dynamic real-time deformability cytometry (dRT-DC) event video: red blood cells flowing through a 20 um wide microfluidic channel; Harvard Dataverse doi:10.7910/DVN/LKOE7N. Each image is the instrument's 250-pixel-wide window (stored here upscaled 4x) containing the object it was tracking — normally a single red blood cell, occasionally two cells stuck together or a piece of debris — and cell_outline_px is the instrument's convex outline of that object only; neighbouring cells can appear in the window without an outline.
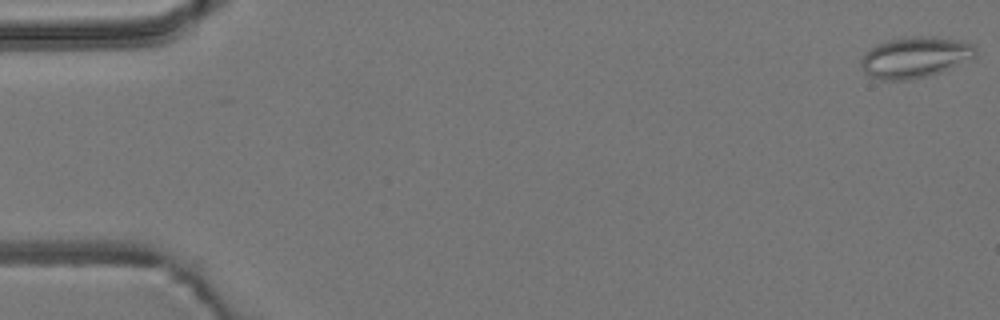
{"species": "common noctule bat (a hibernating species)", "species_latin": "Nyctalus noctula", "temperature_condition": "room temperature", "stored_images_in_passage": 54, "camera_frame_rate_fps": 3000, "um_per_image_px": 0.085, "animal": {"sex": "male", "body_mass_g": 19.2, "forearm_length_mm": 51.8}, "frame": {"image": 1, "passage_image": 1, "time_ms": 0.0, "image_size_px": [1000, 320], "cell_outline_px": [[976, 56], [940, 72], [928, 76], [908, 80], [880, 80], [868, 76], [860, 68], [860, 60], [876, 44], [888, 40], [908, 36], [932, 36], [956, 40], [976, 44]], "centroid_in_image_um": [77.76, 4.87], "position_along_channel_um": 7.2, "area_um2": 27.4}}
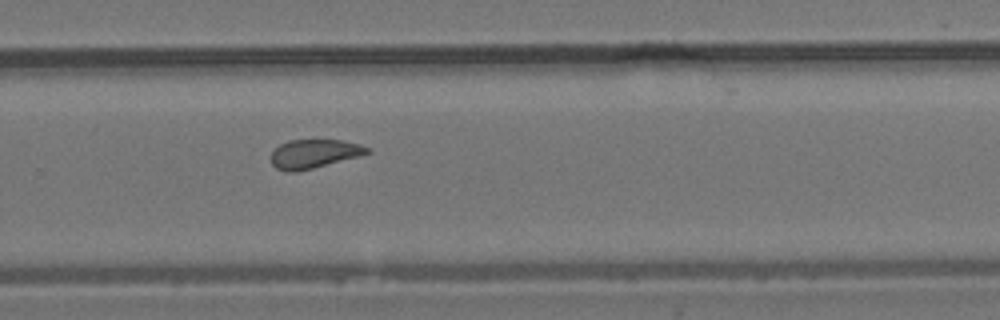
{"frame": {"image": 2, "passage_image": 36, "time_ms": 11.667, "image_size_px": [1000, 320], "cell_outline_px": [[372, 152], [360, 156], [296, 172], [284, 172], [276, 168], [272, 164], [272, 152], [280, 144], [288, 140], [340, 140], [360, 144], [368, 148]], "centroid_in_image_um": [26.69, 13.07], "position_along_channel_um": 303.1, "area_um2": 16.07}}
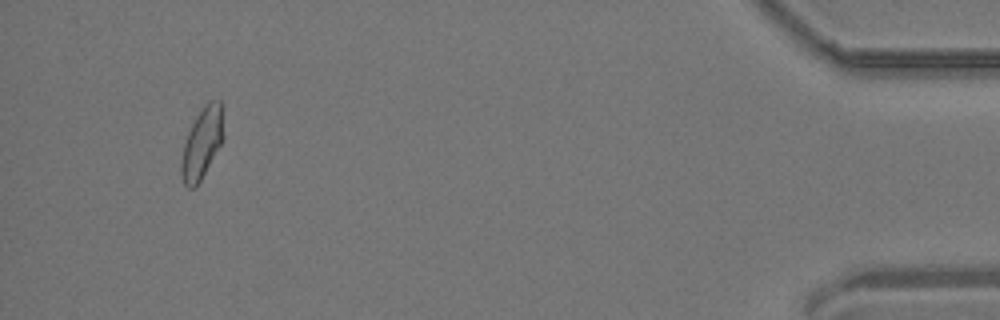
{"frame": {"image": 3, "passage_image": 51, "time_ms": 16.667, "image_size_px": [1000, 320], "cell_outline_px": [[224, 140], [200, 180], [192, 188], [188, 188], [184, 184], [180, 172], [180, 160], [184, 144], [188, 132], [196, 116], [204, 104], [208, 100], [220, 100], [224, 136]], "centroid_in_image_um": [17.16, 12.15], "position_along_channel_um": 418.0, "area_um2": 17.4}, "authors_computed_cell_mechanics": {"area_um2": 17.3689, "velocity_mm_per_s": 3.8205, "shape_relaxation_time_tau1_ms": null, "shape_relaxation_time_tau2_ms": 1.9185, "deformation_change_tau1": null, "deformation_change_tau2": 0.0915}}